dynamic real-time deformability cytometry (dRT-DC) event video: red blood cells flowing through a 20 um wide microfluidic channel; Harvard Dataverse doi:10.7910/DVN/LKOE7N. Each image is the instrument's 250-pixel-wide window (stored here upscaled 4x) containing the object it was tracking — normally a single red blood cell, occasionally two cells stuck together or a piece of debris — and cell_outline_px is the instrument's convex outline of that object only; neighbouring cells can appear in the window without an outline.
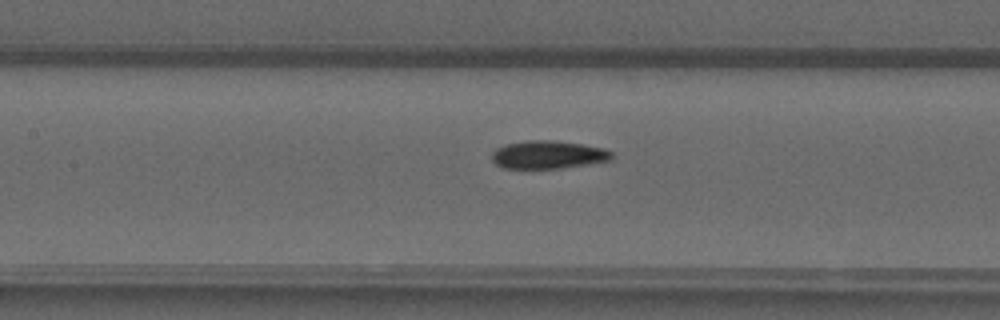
{"species": "common noctule bat (a hibernating species)", "species_latin": "Nyctalus noctula", "temperature_condition": "warm", "stored_images_in_passage": 50, "camera_frame_rate_fps": 3000, "um_per_image_px": 0.085, "animal": {"sex": "male", "forearm_length_mm": 52.5}, "frame": {"image": 1, "passage_image": 23, "time_ms": 7.333, "image_size_px": [1000, 320], "cell_outline_px": [[612, 160], [560, 168], [504, 168], [496, 164], [492, 160], [492, 152], [496, 148], [504, 144], [524, 140], [552, 140], [580, 144], [604, 148], [612, 152]], "centroid_in_image_um": [46.55, 13.14], "position_along_channel_um": 160.8, "area_um2": 19.54}}
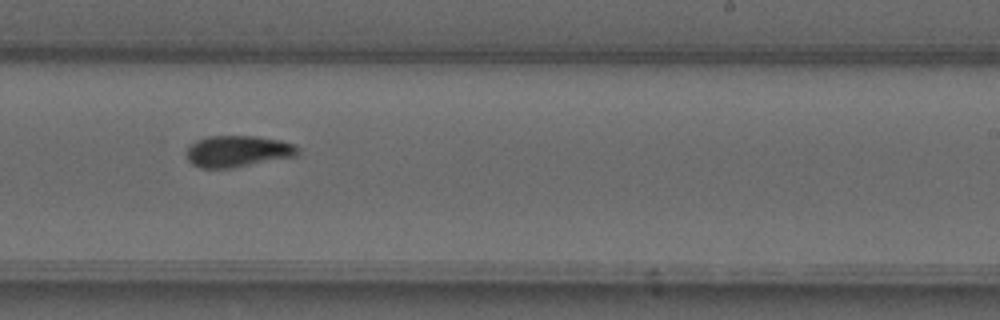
{"frame": {"image": 2, "passage_image": 31, "time_ms": 10.0, "image_size_px": [1000, 320], "cell_outline_px": [[300, 152], [296, 156], [232, 168], [200, 168], [192, 164], [188, 160], [184, 152], [196, 140], [208, 136], [256, 136], [280, 140], [292, 144], [300, 148]], "centroid_in_image_um": [20.19, 12.86], "position_along_channel_um": 268.8, "area_um2": 20.52}}
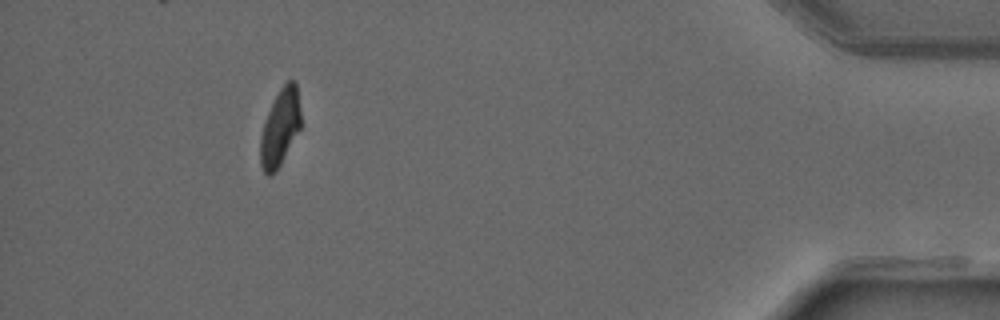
{"frame": {"image": 3, "passage_image": 46, "time_ms": 15.0, "image_size_px": [1000, 320], "cell_outline_px": [[300, 128], [276, 172], [268, 176], [264, 172], [260, 164], [260, 136], [268, 112], [280, 88], [288, 80], [296, 80], [300, 108]], "centroid_in_image_um": [23.8, 10.85], "position_along_channel_um": 411.4, "area_um2": 17.92}}